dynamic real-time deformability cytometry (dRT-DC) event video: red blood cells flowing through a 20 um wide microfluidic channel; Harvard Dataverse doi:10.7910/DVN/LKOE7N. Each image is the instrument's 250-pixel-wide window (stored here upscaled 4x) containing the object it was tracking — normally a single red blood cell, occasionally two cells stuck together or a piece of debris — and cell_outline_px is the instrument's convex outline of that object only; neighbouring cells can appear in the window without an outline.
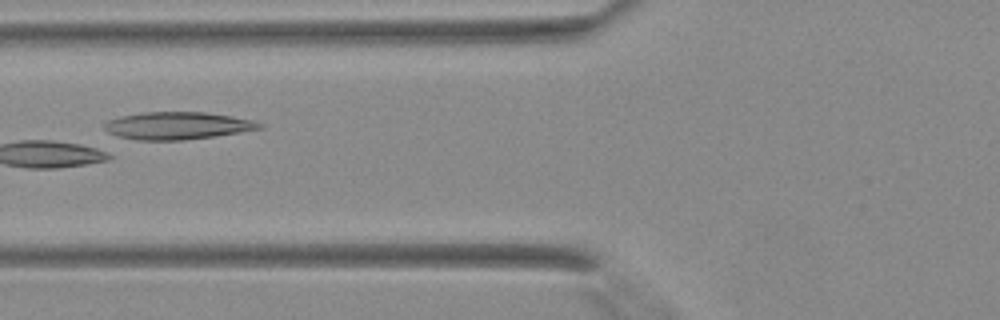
{"species": "Egyptian fruit bat (a non-hibernating species)", "species_latin": "Rousettus aegyptiacus", "temperature_condition": "warm", "stored_images_in_passage": 5, "camera_frame_rate_fps": 3000, "um_per_image_px": 0.085, "animal": {"sex": "female"}, "frame": {"image": 1, "passage_image": 4, "time_ms": 1.0, "image_size_px": [1000, 320], "cell_outline_px": [[264, 128], [240, 132], [184, 140], [136, 140], [120, 136], [108, 132], [104, 128], [104, 124], [108, 120], [120, 116], [144, 112], [204, 112], [232, 116], [252, 120], [264, 124]], "centroid_in_image_um": [15.09, 10.68], "position_along_channel_um": 110.7, "area_um2": 24.68}}
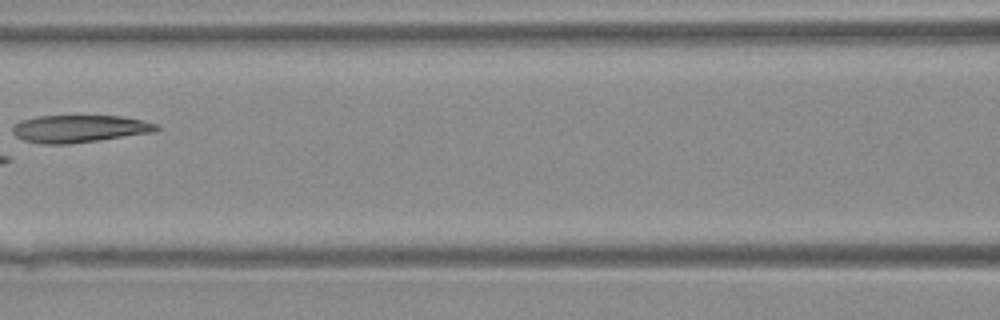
{"frame": {"image": 2, "passage_image": 5, "time_ms": 1.333, "image_size_px": [1000, 320], "cell_outline_px": [[160, 128], [156, 132], [72, 144], [40, 144], [24, 140], [16, 136], [12, 132], [12, 128], [20, 120], [36, 116], [120, 116], [144, 120], [160, 124]], "centroid_in_image_um": [6.79, 10.94], "position_along_channel_um": 159.8, "area_um2": 23.29}}